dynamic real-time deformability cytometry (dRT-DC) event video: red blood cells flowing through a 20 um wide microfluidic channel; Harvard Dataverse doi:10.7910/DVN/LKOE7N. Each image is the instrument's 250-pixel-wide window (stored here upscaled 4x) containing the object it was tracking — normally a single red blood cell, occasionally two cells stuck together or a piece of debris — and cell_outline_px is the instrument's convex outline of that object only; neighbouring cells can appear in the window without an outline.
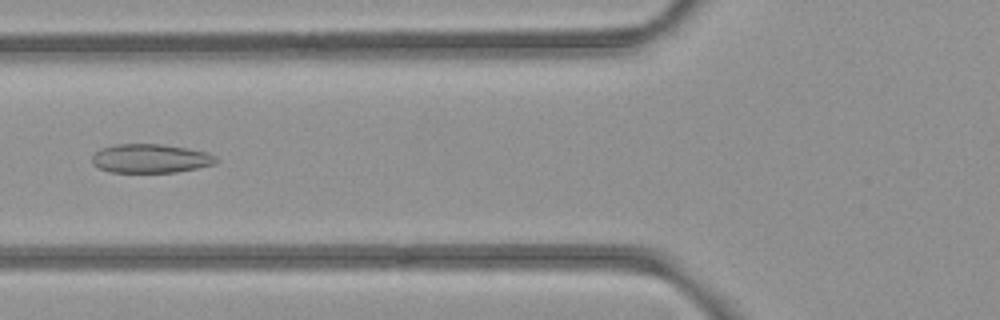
{"species": "common noctule bat (a hibernating species)", "species_latin": "Nyctalus noctula", "temperature_condition": "room temperature", "stored_images_in_passage": 52, "camera_frame_rate_fps": 3000, "um_per_image_px": 0.085, "animal": {"sex": "female", "body_mass_g": 21.9}, "frame": {"image": 1, "passage_image": 20, "time_ms": 6.333, "image_size_px": [1000, 320], "cell_outline_px": [[220, 160], [216, 164], [176, 172], [108, 172], [92, 164], [92, 156], [100, 148], [116, 144], [160, 144], [188, 148], [208, 152], [216, 156]], "centroid_in_image_um": [12.82, 13.47], "position_along_channel_um": 113.0, "area_um2": 21.04}}
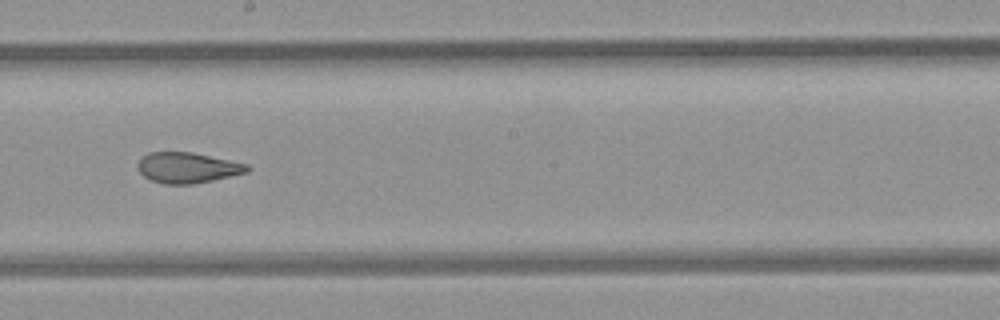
{"frame": {"image": 2, "passage_image": 29, "time_ms": 9.333, "image_size_px": [1000, 320], "cell_outline_px": [[252, 168], [248, 172], [212, 180], [192, 184], [164, 184], [152, 180], [144, 176], [140, 172], [136, 164], [140, 156], [148, 152], [192, 152], [248, 164]], "centroid_in_image_um": [15.91, 14.24], "position_along_channel_um": 232.3, "area_um2": 19.59}}
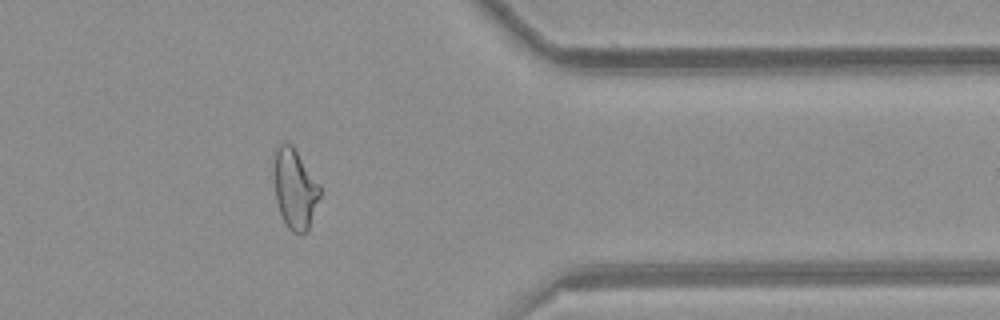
{"frame": {"image": 3, "passage_image": 42, "time_ms": 13.667, "image_size_px": [1000, 320], "cell_outline_px": [[320, 196], [308, 232], [300, 236], [292, 232], [288, 228], [280, 212], [276, 200], [276, 144], [292, 144], [320, 184]], "centroid_in_image_um": [25.12, 16.11], "position_along_channel_um": 386.3, "area_um2": 21.1}, "authors_computed_cell_mechanics": {"area_um2": 22.3975, "velocity_mm_per_s": 3.9642, "shape_relaxation_time_tau1_ms": null, "shape_relaxation_time_tau2_ms": 1.6141, "deformation_change_tau1": null, "deformation_change_tau2": 0.0909}}